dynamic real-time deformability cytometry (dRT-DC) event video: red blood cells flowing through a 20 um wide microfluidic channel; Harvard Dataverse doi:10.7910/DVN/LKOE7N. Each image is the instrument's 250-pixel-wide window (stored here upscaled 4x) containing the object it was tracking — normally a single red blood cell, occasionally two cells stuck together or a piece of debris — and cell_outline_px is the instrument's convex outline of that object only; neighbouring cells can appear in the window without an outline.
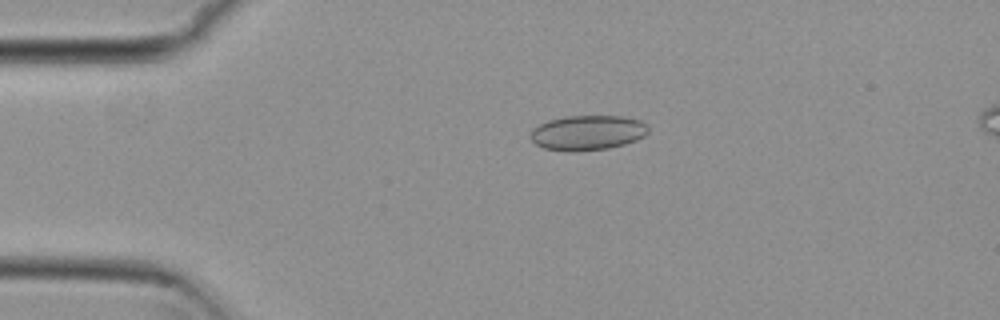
{"species": "common noctule bat (a hibernating species)", "species_latin": "Nyctalus noctula", "temperature_condition": "cold", "stored_images_in_passage": 49, "camera_frame_rate_fps": 3000, "um_per_image_px": 0.085, "animal": {"sex": "female", "body_mass_g": 29.2, "forearm_length_mm": 56.3}, "frame": {"image": 1, "passage_image": 7, "time_ms": 2.0, "image_size_px": [1000, 320], "cell_outline_px": [[648, 132], [644, 136], [636, 140], [624, 144], [608, 148], [576, 152], [572, 152], [544, 148], [536, 144], [532, 140], [532, 128], [548, 120], [564, 116], [624, 116], [640, 120], [648, 128]], "centroid_in_image_um": [49.94, 11.28], "position_along_channel_um": 35.1, "area_um2": 23.93}}
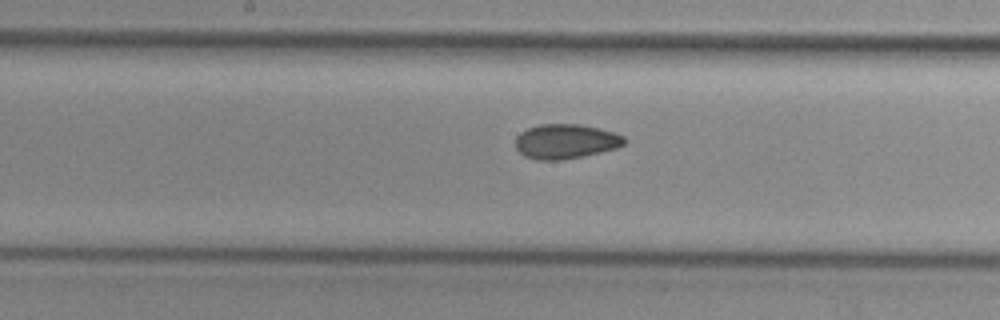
{"frame": {"image": 2, "passage_image": 23, "time_ms": 7.333, "image_size_px": [1000, 320], "cell_outline_px": [[628, 140], [624, 144], [616, 148], [584, 156], [560, 160], [536, 160], [524, 156], [516, 148], [516, 136], [520, 132], [528, 128], [540, 124], [580, 124], [600, 128], [616, 132], [624, 136]], "centroid_in_image_um": [48.1, 12.01], "position_along_channel_um": 200.1, "area_um2": 22.2}}
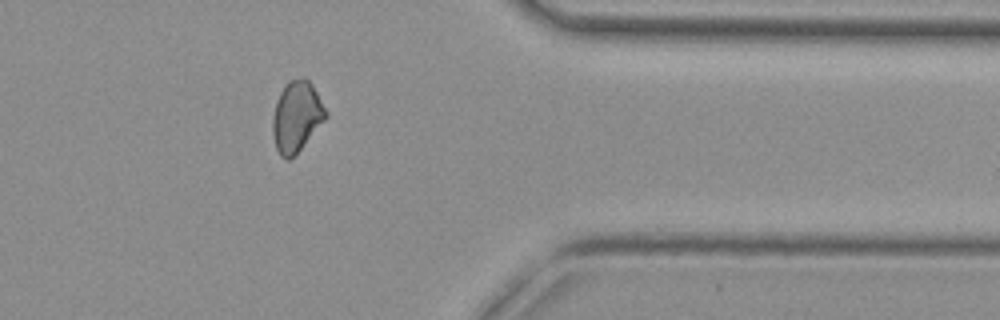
{"frame": {"image": 3, "passage_image": 39, "time_ms": 12.667, "image_size_px": [1000, 320], "cell_outline_px": [[328, 116], [300, 148], [288, 160], [280, 156], [276, 148], [272, 132], [272, 116], [276, 100], [280, 92], [288, 80], [304, 76], [312, 84], [328, 112]], "centroid_in_image_um": [25.19, 9.86], "position_along_channel_um": 386.2, "area_um2": 21.79}, "authors_computed_cell_mechanics": {"area_um2": 21.7906, "velocity_mm_per_s": 3.81, "shape_relaxation_time_tau1_ms": null, "shape_relaxation_time_tau2_ms": 3.9948, "deformation_change_tau1": null, "deformation_change_tau2": 0.0864}}